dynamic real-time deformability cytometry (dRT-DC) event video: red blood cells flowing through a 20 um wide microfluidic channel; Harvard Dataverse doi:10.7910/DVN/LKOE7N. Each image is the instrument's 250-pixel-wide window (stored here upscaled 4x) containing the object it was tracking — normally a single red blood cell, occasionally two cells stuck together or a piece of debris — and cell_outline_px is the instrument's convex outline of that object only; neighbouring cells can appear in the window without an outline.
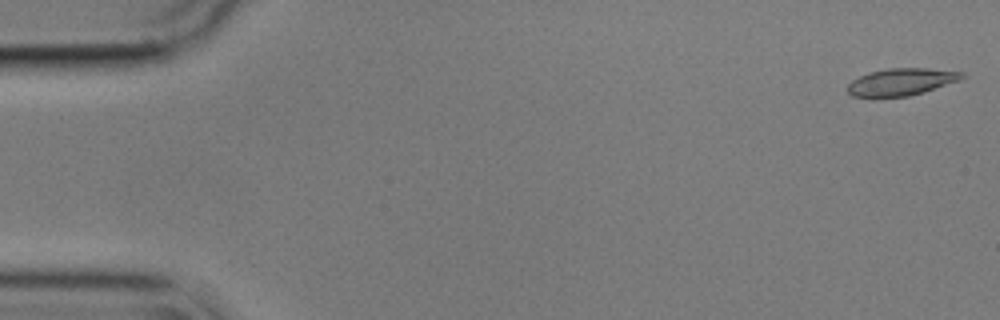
{"species": "common noctule bat (a hibernating species)", "species_latin": "Nyctalus noctula", "temperature_condition": "cold", "stored_images_in_passage": 15, "camera_frame_rate_fps": 3000, "um_per_image_px": 0.085, "animal": {"sex": "male", "body_mass_g": 17.9}, "frame": {"image": 1, "passage_image": 1, "time_ms": 0.0, "image_size_px": [1000, 320], "cell_outline_px": [[968, 76], [960, 80], [924, 92], [908, 96], [876, 100], [872, 100], [852, 96], [848, 92], [848, 84], [852, 80], [860, 76], [872, 72], [888, 68], [928, 68], [964, 72]], "centroid_in_image_um": [76.59, 7.01], "position_along_channel_um": 8.4, "area_um2": 18.79}}
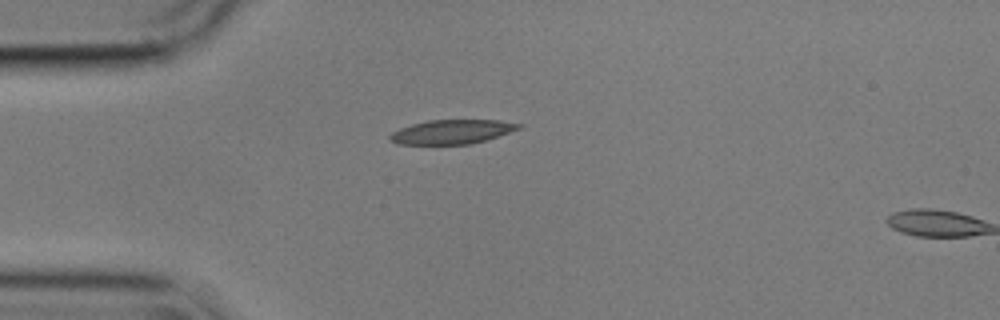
{"frame": {"image": 2, "passage_image": 14, "time_ms": 4.333, "image_size_px": [1000, 320], "cell_outline_px": [[524, 124], [520, 128], [472, 144], [396, 144], [388, 140], [388, 136], [392, 132], [400, 128], [412, 124], [428, 120], [500, 120]], "centroid_in_image_um": [38.37, 11.2], "position_along_channel_um": 46.6, "area_um2": 18.09}}